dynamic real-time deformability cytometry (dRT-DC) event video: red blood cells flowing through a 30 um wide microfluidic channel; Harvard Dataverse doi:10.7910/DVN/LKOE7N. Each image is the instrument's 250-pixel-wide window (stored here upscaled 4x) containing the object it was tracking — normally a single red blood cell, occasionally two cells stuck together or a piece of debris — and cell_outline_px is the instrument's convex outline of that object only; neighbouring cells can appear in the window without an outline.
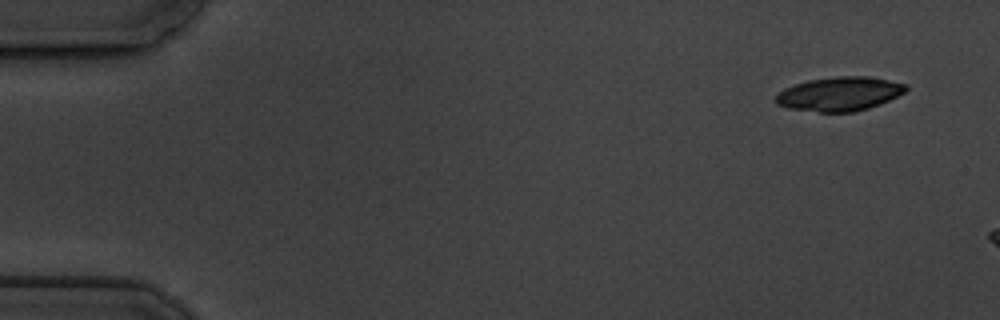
{"species": "common noctule bat (a hibernating species)", "species_latin": "Nyctalus noctula", "temperature_condition": "cold", "stored_images_in_passage": 3, "camera_frame_rate_fps": 3000, "um_per_image_px": 0.085, "animal": {"sex": "male", "body_mass_g": 19.5, "forearm_length_mm": 54.6}, "frame": {"image": 1, "passage_image": 1, "time_ms": 0.0, "image_size_px": [1000, 320], "cell_outline_px": [[908, 88], [904, 92], [880, 104], [868, 108], [852, 112], [820, 112], [788, 108], [776, 104], [776, 96], [784, 88], [808, 80], [836, 76], [872, 76], [908, 84]], "centroid_in_image_um": [71.38, 7.97], "position_along_channel_um": 13.6, "area_um2": 25.78}}